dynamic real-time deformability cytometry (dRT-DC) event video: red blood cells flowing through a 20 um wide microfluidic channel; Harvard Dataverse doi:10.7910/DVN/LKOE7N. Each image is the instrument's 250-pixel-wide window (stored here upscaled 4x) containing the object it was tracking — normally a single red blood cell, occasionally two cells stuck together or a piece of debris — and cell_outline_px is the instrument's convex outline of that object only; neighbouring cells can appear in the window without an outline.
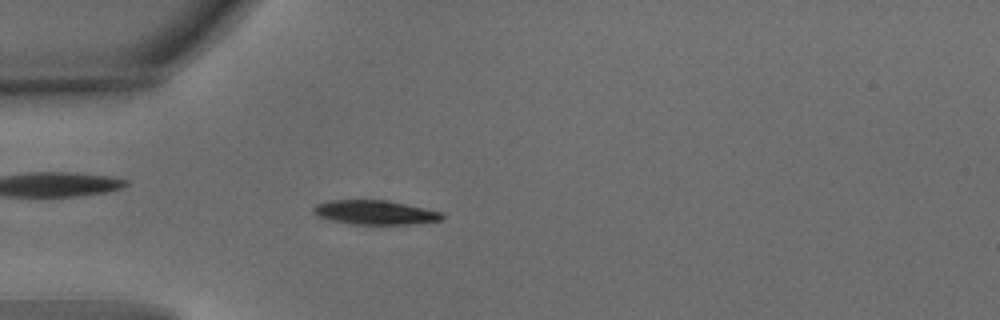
{"species": "common noctule bat (a hibernating species)", "species_latin": "Nyctalus noctula", "temperature_condition": "warm", "stored_images_in_passage": 53, "camera_frame_rate_fps": 3000, "um_per_image_px": 0.085, "animal": {"sex": "male", "body_mass_g": 15.6}, "frame": {"image": 1, "passage_image": 15, "time_ms": 4.667, "image_size_px": [1000, 320], "cell_outline_px": [[444, 216], [440, 220], [412, 224], [352, 224], [332, 220], [316, 216], [312, 212], [312, 208], [316, 204], [328, 200], [388, 200], [444, 212]], "centroid_in_image_um": [31.86, 18.05], "position_along_channel_um": 53.1, "area_um2": 18.26}}
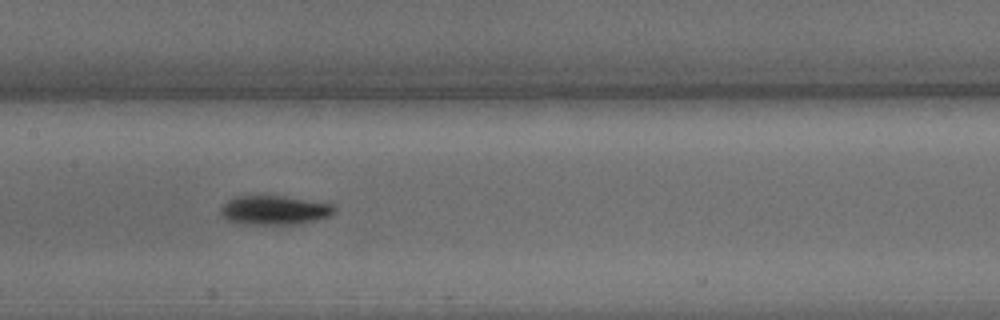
{"frame": {"image": 2, "passage_image": 26, "time_ms": 8.333, "image_size_px": [1000, 320], "cell_outline_px": [[336, 212], [328, 216], [316, 220], [300, 224], [236, 224], [228, 220], [220, 212], [220, 208], [228, 200], [236, 196], [280, 196], [332, 204], [336, 208]], "centroid_in_image_um": [23.31, 17.88], "position_along_channel_um": 184.1, "area_um2": 19.19}}
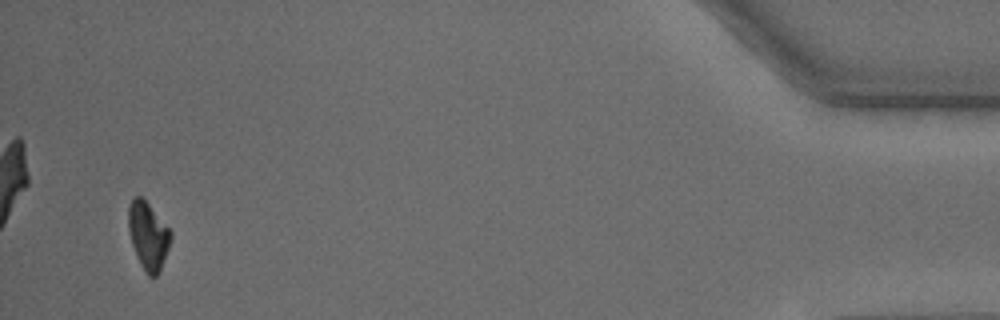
{"frame": {"image": 3, "passage_image": 51, "time_ms": 16.667, "image_size_px": [1000, 320], "cell_outline_px": [[172, 236], [168, 248], [160, 268], [156, 276], [148, 276], [144, 272], [140, 264], [132, 244], [128, 228], [128, 208], [132, 200], [136, 196], [140, 196], [148, 204], [172, 232]], "centroid_in_image_um": [12.58, 20.04], "position_along_channel_um": 422.6, "area_um2": 16.24}, "authors_computed_cell_mechanics": {"area_um2": 17.9758, "velocity_mm_per_s": 3.8007, "shape_relaxation_time_tau1_ms": 2.4891, "shape_relaxation_time_tau2_ms": null, "deformation_change_tau1": 0.1397, "deformation_change_tau2": null}}